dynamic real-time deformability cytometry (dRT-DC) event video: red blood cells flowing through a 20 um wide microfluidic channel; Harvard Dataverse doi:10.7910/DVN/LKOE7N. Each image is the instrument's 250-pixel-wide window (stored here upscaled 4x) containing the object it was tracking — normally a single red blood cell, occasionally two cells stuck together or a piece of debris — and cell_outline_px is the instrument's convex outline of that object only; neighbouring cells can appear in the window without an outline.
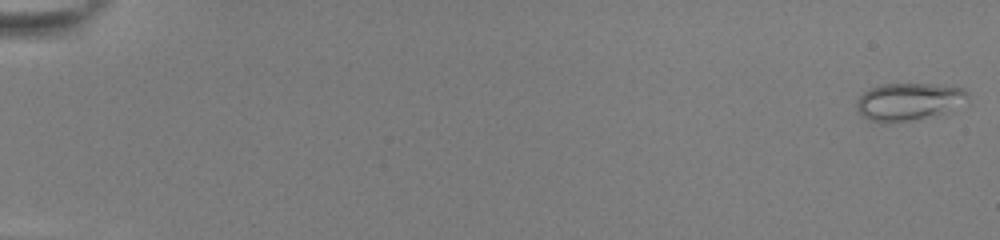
{"species": "common noctule bat (a hibernating species)", "species_latin": "Nyctalus noctula", "temperature_condition": "room temperature", "stored_images_in_passage": 54, "camera_frame_rate_fps": 3000, "um_per_image_px": 0.085, "animal": {"sex": "female", "body_mass_g": 22.0, "forearm_length_mm": 56.7}, "frame": {"image": 1, "passage_image": 1, "time_ms": 0.0, "image_size_px": [1000, 240], "cell_outline_px": [[968, 96], [936, 112], [912, 120], [872, 120], [864, 116], [856, 108], [856, 100], [864, 92], [880, 84], [932, 84], [964, 88], [968, 92]], "centroid_in_image_um": [77.1, 8.56], "position_along_channel_um": 7.9, "area_um2": 22.37}}
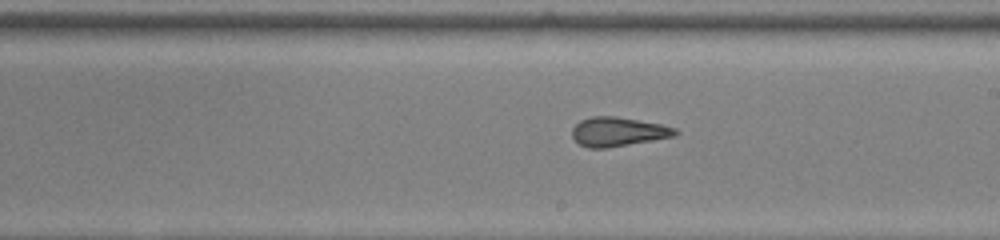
{"frame": {"image": 2, "passage_image": 33, "time_ms": 10.667, "image_size_px": [1000, 240], "cell_outline_px": [[680, 132], [676, 136], [608, 148], [588, 148], [580, 144], [572, 136], [572, 128], [580, 120], [592, 116], [616, 116], [660, 124], [676, 128]], "centroid_in_image_um": [52.55, 11.2], "position_along_channel_um": 236.5, "area_um2": 17.57}}
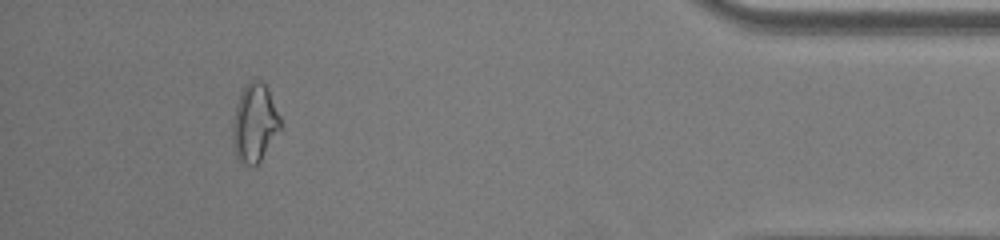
{"frame": {"image": 3, "passage_image": 50, "time_ms": 16.333, "image_size_px": [1000, 240], "cell_outline_px": [[280, 128], [260, 164], [244, 164], [236, 156], [232, 144], [232, 124], [240, 92], [244, 84], [248, 80], [260, 80], [268, 88], [280, 116]], "centroid_in_image_um": [21.63, 10.44], "position_along_channel_um": 413.6, "area_um2": 21.85}, "authors_computed_cell_mechanics": {"area_um2": 19.7098, "velocity_mm_per_s": 3.9094, "shape_relaxation_time_tau1_ms": null, "shape_relaxation_time_tau2_ms": 1.203, "deformation_change_tau1": null, "deformation_change_tau2": 0.0974}}